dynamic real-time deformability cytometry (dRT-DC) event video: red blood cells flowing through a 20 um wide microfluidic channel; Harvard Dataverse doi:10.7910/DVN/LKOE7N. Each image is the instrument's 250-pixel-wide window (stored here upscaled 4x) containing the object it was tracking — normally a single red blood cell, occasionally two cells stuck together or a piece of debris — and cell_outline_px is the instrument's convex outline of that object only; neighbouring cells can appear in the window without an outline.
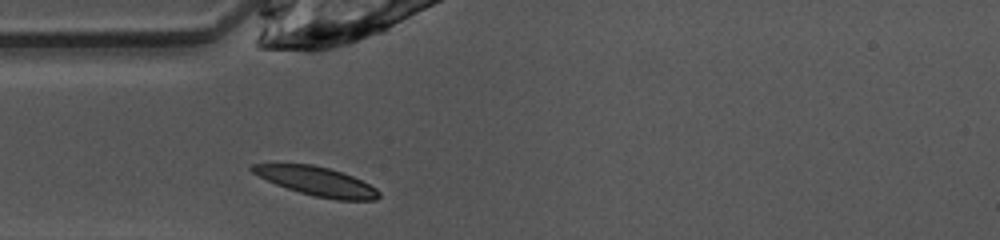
{"species": "common noctule bat (a hibernating species)", "species_latin": "Nyctalus noctula", "temperature_condition": "warm", "stored_images_in_passage": 33, "camera_frame_rate_fps": 3000, "um_per_image_px": 0.085, "animal": {"sex": "female", "body_mass_g": 10.0, "forearm_length_mm": 53.1}, "frame": {"image": 1, "passage_image": 1, "time_ms": 0.0, "image_size_px": [1000, 240], "cell_outline_px": [[380, 196], [376, 200], [336, 200], [316, 196], [300, 192], [276, 184], [252, 172], [248, 168], [252, 164], [312, 164], [328, 168], [352, 176], [376, 188], [380, 192]], "centroid_in_image_um": [26.93, 15.41], "position_along_channel_um": 58.1, "area_um2": 20.98}}
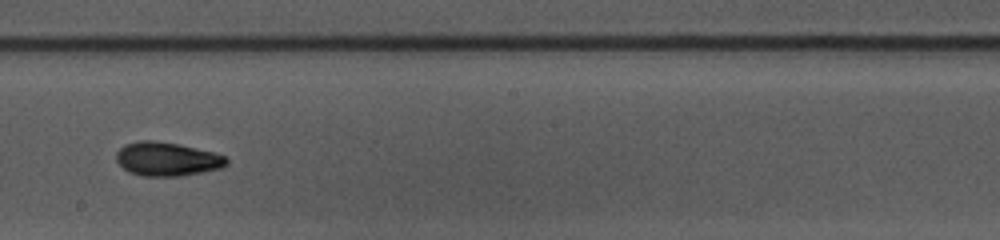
{"frame": {"image": 2, "passage_image": 14, "time_ms": 4.333, "image_size_px": [1000, 240], "cell_outline_px": [[228, 164], [220, 168], [200, 172], [176, 176], [144, 176], [128, 172], [116, 160], [116, 152], [124, 144], [136, 140], [156, 140], [180, 144], [212, 152], [224, 156], [228, 160]], "centroid_in_image_um": [14.15, 13.5], "position_along_channel_um": 234.0, "area_um2": 21.68}}
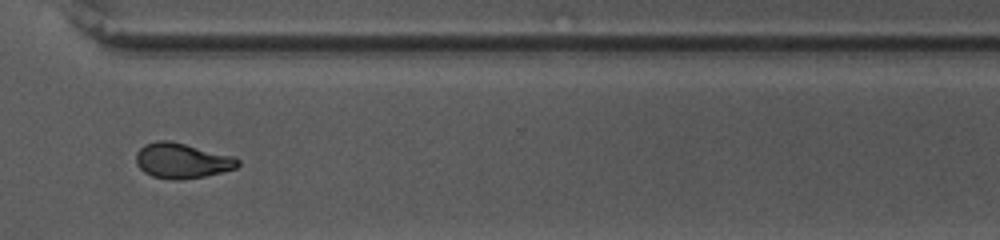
{"frame": {"image": 3, "passage_image": 23, "time_ms": 7.333, "image_size_px": [1000, 240], "cell_outline_px": [[240, 164], [236, 168], [204, 176], [176, 180], [172, 180], [152, 176], [144, 172], [136, 164], [136, 152], [144, 144], [156, 140], [168, 140], [236, 156], [240, 160]], "centroid_in_image_um": [15.46, 13.65], "position_along_channel_um": 355.1, "area_um2": 20.98}, "authors_computed_cell_mechanics": {"area_um2": 20.6346, "velocity_mm_per_s": 4.0499, "shape_relaxation_time_tau1_ms": 4.9305, "shape_relaxation_time_tau2_ms": 5.6914, "deformation_change_tau1": 0.1766, "deformation_change_tau2": 0.0789}}